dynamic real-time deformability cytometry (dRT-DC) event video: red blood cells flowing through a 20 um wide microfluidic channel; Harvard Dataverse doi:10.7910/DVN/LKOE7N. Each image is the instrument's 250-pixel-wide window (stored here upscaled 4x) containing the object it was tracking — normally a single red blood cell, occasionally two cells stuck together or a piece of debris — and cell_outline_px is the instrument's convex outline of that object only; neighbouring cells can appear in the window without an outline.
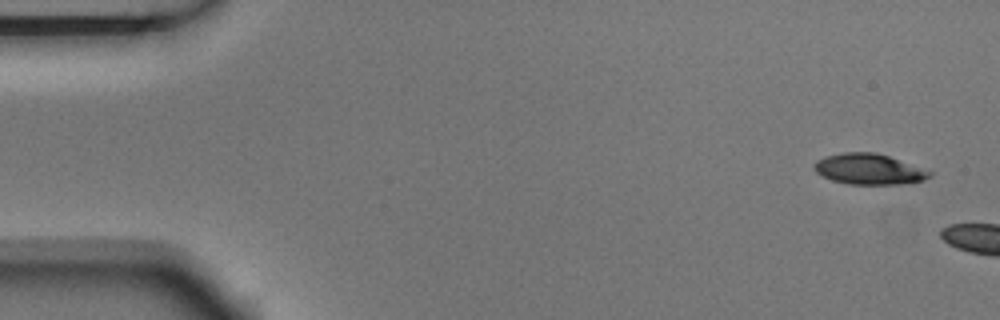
{"species": "Egyptian fruit bat (a non-hibernating species)", "species_latin": "Rousettus aegyptiacus", "temperature_condition": "room temperature", "stored_images_in_passage": 4, "camera_frame_rate_fps": 3000, "um_per_image_px": 0.085, "animal": {"sex": "male"}, "frame": {"image": 1, "passage_image": 1, "time_ms": 0.0, "image_size_px": [1000, 320], "cell_outline_px": [[932, 176], [924, 180], [904, 184], [848, 184], [832, 180], [816, 172], [812, 168], [816, 160], [828, 156], [844, 152], [876, 152], [888, 156], [932, 172]], "centroid_in_image_um": [73.85, 14.38], "position_along_channel_um": 11.2, "area_um2": 20.46}}